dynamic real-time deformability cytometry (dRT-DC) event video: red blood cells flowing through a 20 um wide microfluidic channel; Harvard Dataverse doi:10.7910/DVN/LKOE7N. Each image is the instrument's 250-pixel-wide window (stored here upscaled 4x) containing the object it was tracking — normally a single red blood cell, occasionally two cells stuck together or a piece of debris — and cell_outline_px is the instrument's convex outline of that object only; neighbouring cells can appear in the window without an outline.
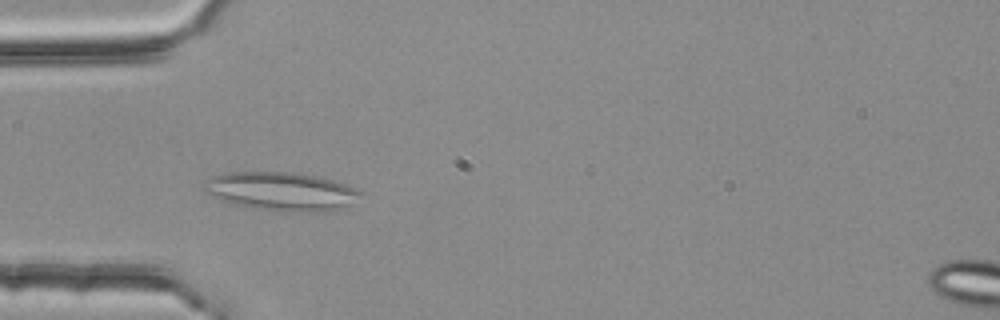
{"species": "common noctule bat (a hibernating species)", "species_latin": "Nyctalus noctula", "temperature_condition": "room temperature", "stored_images_in_passage": 5, "camera_frame_rate_fps": 3000, "um_per_image_px": 0.085, "animal": {"sex": "female", "body_mass_g": 25.1}, "frame": {"image": 1, "passage_image": 3, "time_ms": 0.667, "image_size_px": [1000, 320], "cell_outline_px": [[364, 192], [352, 204], [344, 208], [332, 212], [280, 212], [232, 204], [220, 200], [204, 192], [204, 188], [208, 180], [212, 176], [228, 172], [292, 172], [316, 176], [332, 180], [356, 188]], "centroid_in_image_um": [23.96, 16.29], "position_along_channel_um": 61.0, "area_um2": 35.49}}
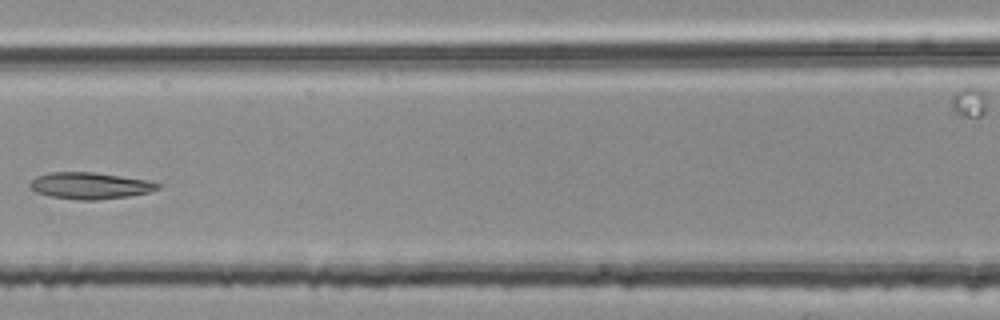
{"frame": {"image": 2, "passage_image": 5, "time_ms": 1.333, "image_size_px": [1000, 320], "cell_outline_px": [[164, 184], [160, 188], [148, 192], [128, 196], [96, 200], [76, 200], [52, 196], [36, 192], [28, 184], [36, 176], [48, 172], [96, 172], [148, 180]], "centroid_in_image_um": [7.68, 15.77], "position_along_channel_um": 158.9, "area_um2": 19.88}}